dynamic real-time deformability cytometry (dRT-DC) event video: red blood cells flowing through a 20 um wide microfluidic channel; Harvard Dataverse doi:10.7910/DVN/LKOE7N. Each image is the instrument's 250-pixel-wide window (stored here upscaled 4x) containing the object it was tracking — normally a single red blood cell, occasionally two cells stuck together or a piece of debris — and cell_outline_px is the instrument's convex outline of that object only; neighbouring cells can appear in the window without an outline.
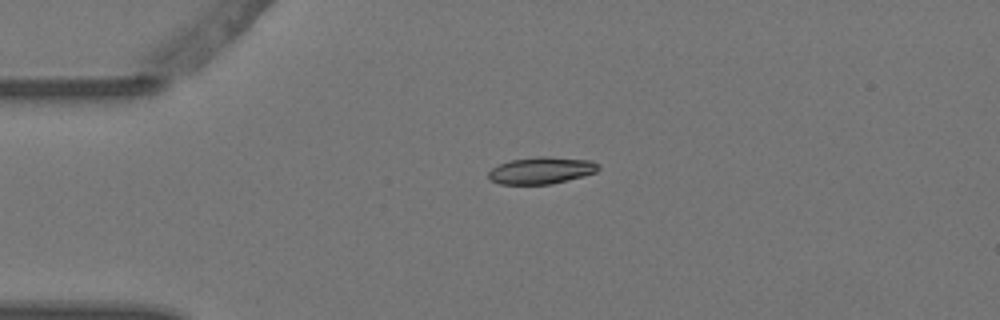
{"species": "Egyptian fruit bat (a non-hibernating species)", "species_latin": "Rousettus aegyptiacus", "temperature_condition": "warm", "stored_images_in_passage": 3, "camera_frame_rate_fps": 3000, "um_per_image_px": 0.085, "animal": {"sex": "female"}, "frame": {"image": 1, "passage_image": 1, "time_ms": 0.0, "image_size_px": [1000, 320], "cell_outline_px": [[600, 168], [596, 172], [584, 176], [552, 184], [500, 184], [488, 180], [488, 172], [492, 168], [500, 164], [512, 160], [536, 156], [548, 156], [592, 160], [600, 164]], "centroid_in_image_um": [46.04, 14.48], "position_along_channel_um": 39.0, "area_um2": 17.46}}
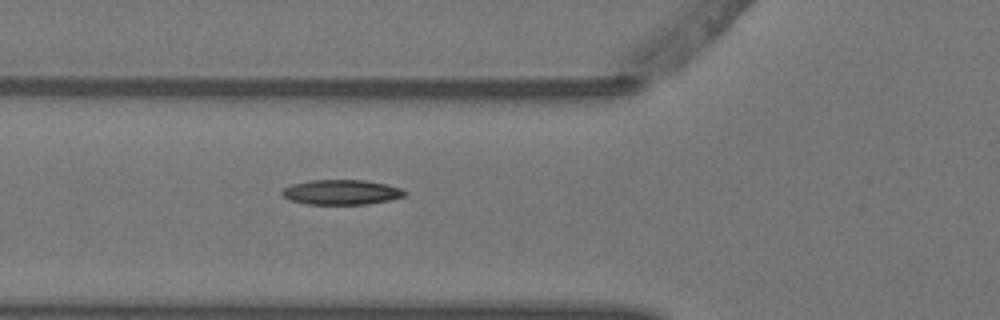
{"frame": {"image": 2, "passage_image": 3, "time_ms": 0.667, "image_size_px": [1000, 320], "cell_outline_px": [[408, 192], [404, 196], [388, 200], [368, 204], [308, 204], [292, 200], [284, 196], [280, 192], [284, 188], [292, 184], [308, 180], [364, 180], [384, 184], [400, 188]], "centroid_in_image_um": [29.01, 16.33], "position_along_channel_um": 96.8, "area_um2": 17.63}}